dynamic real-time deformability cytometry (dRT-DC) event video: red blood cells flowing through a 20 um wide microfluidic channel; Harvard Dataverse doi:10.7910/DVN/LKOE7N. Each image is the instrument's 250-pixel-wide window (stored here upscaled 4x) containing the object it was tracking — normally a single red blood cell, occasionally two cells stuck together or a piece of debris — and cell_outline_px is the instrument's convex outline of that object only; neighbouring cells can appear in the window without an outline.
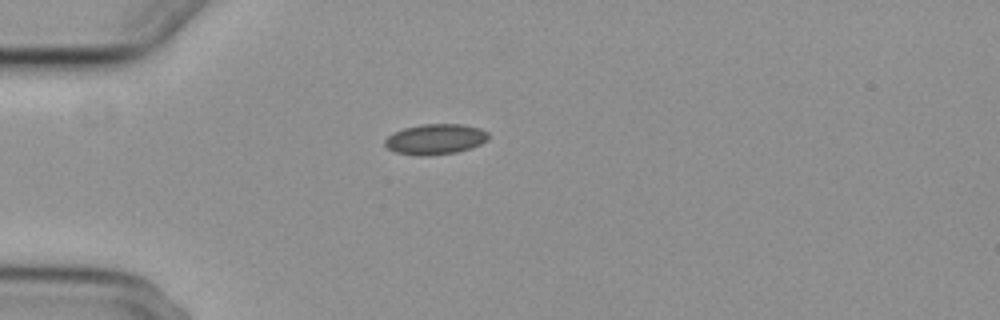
{"species": "common noctule bat (a hibernating species)", "species_latin": "Nyctalus noctula", "temperature_condition": "cold", "stored_images_in_passage": 3, "camera_frame_rate_fps": 3000, "um_per_image_px": 0.085, "animal": {"sex": "female", "body_mass_g": 29.2, "forearm_length_mm": 56.3}, "frame": {"image": 1, "passage_image": 1, "time_ms": 0.0, "image_size_px": [1000, 320], "cell_outline_px": [[488, 140], [480, 144], [456, 152], [428, 156], [420, 156], [396, 152], [388, 148], [384, 144], [384, 140], [392, 132], [404, 128], [420, 124], [464, 124], [480, 128], [488, 132]], "centroid_in_image_um": [36.99, 11.82], "position_along_channel_um": 48.0, "area_um2": 18.44}}
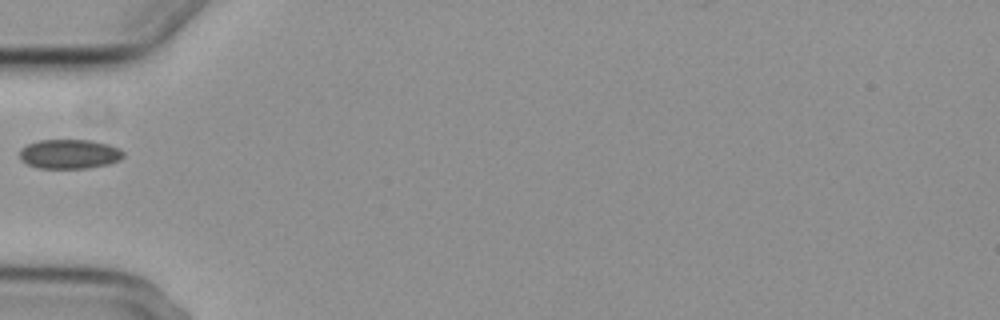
{"frame": {"image": 2, "passage_image": 2, "time_ms": 1.333, "image_size_px": [1000, 320], "cell_outline_px": [[124, 156], [120, 160], [108, 164], [88, 168], [36, 168], [20, 160], [20, 148], [28, 144], [40, 140], [92, 140], [108, 144], [120, 148], [124, 152]], "centroid_in_image_um": [5.91, 13.09], "position_along_channel_um": 79.1, "area_um2": 17.92}}
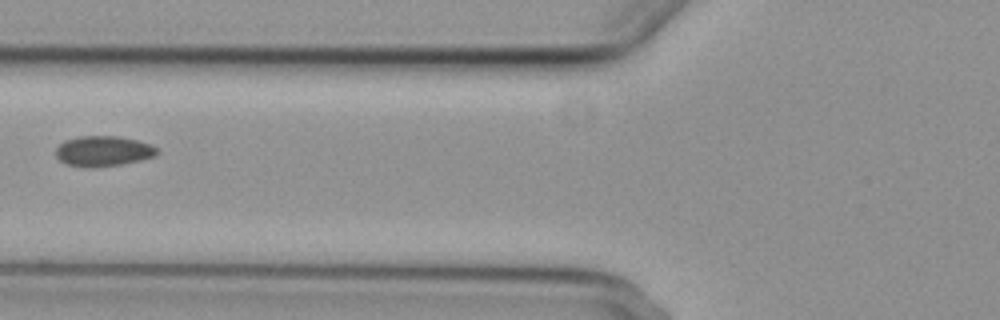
{"frame": {"image": 3, "passage_image": 3, "time_ms": 2.333, "image_size_px": [1000, 320], "cell_outline_px": [[160, 152], [156, 156], [140, 160], [120, 164], [96, 168], [84, 168], [68, 164], [60, 160], [56, 156], [56, 148], [64, 140], [80, 136], [116, 136], [136, 140], [148, 144], [156, 148]], "centroid_in_image_um": [8.76, 12.85], "position_along_channel_um": 117.0, "area_um2": 17.92}}